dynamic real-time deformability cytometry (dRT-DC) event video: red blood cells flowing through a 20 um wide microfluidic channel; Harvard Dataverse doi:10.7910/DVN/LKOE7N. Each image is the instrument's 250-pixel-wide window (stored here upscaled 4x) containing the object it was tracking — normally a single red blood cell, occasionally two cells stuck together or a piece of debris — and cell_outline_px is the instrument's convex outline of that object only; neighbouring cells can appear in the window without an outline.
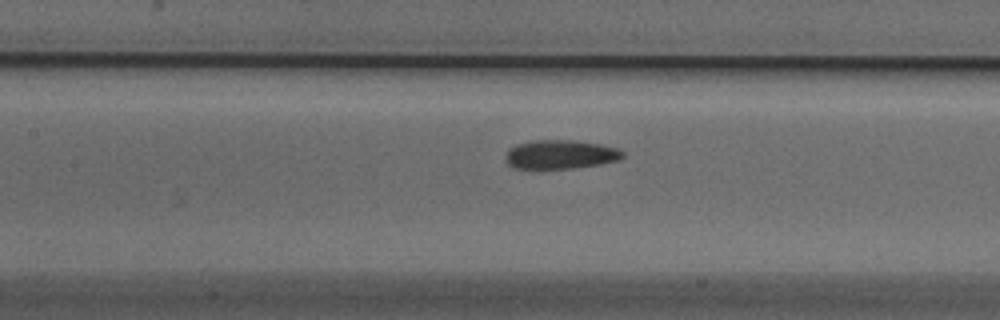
{"species": "Egyptian fruit bat (a non-hibernating species)", "species_latin": "Rousettus aegyptiacus", "temperature_condition": "cold", "stored_images_in_passage": 38, "camera_frame_rate_fps": 3000, "um_per_image_px": 0.085, "animal": {"sex": "male"}, "frame": {"image": 1, "passage_image": 9, "time_ms": 2.667, "image_size_px": [1000, 320], "cell_outline_px": [[624, 156], [620, 160], [600, 164], [572, 168], [512, 168], [504, 160], [504, 156], [508, 148], [516, 144], [532, 140], [572, 140], [600, 144], [620, 148], [624, 152]], "centroid_in_image_um": [47.62, 13.12], "position_along_channel_um": 159.8, "area_um2": 20.0}}
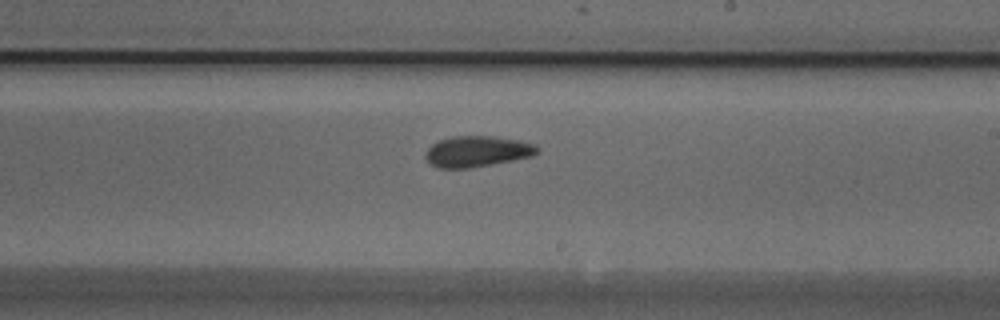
{"frame": {"image": 2, "passage_image": 16, "time_ms": 5.0, "image_size_px": [1000, 320], "cell_outline_px": [[540, 152], [532, 156], [512, 160], [468, 168], [440, 168], [432, 164], [424, 156], [428, 148], [432, 144], [440, 140], [452, 136], [492, 136], [516, 140], [536, 144], [540, 148]], "centroid_in_image_um": [40.58, 12.86], "position_along_channel_um": 248.4, "area_um2": 19.94}}
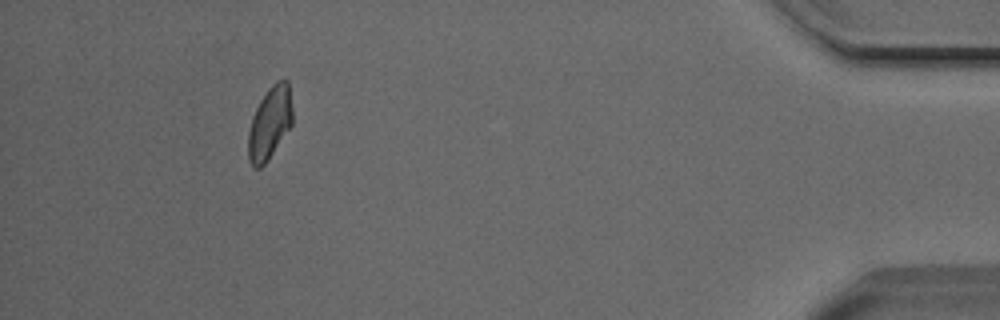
{"frame": {"image": 3, "passage_image": 34, "time_ms": 11.0, "image_size_px": [1000, 320], "cell_outline_px": [[292, 124], [268, 160], [260, 168], [252, 168], [248, 160], [248, 132], [252, 116], [260, 100], [268, 88], [276, 80], [288, 80], [292, 108]], "centroid_in_image_um": [22.91, 10.47], "position_along_channel_um": 412.3, "area_um2": 18.79}, "authors_computed_cell_mechanics": {"area_um2": 19.3341, "velocity_mm_per_s": 3.8178, "shape_relaxation_time_tau1_ms": 5.9628, "shape_relaxation_time_tau2_ms": 5.3287, "deformation_change_tau1": 0.0986, "deformation_change_tau2": 0.0938}}